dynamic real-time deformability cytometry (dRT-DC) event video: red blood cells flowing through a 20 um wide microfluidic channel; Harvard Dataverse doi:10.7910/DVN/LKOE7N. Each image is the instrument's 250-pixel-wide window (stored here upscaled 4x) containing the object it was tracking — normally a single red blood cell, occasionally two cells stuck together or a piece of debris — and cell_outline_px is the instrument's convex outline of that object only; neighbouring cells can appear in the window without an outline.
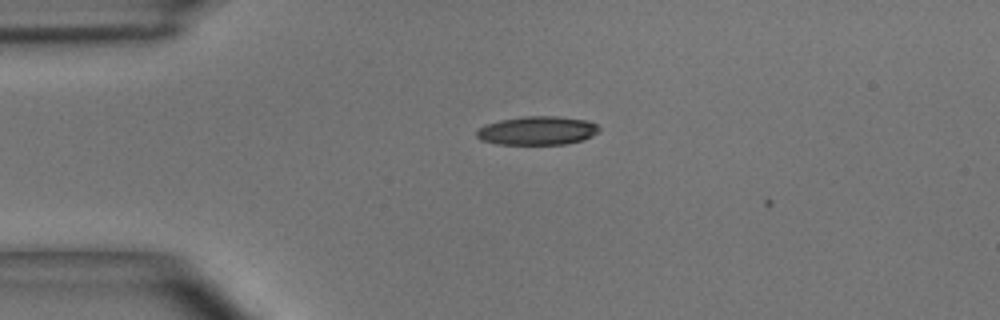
{"species": "common noctule bat (a hibernating species)", "species_latin": "Nyctalus noctula", "temperature_condition": "room temperature", "stored_images_in_passage": 4, "camera_frame_rate_fps": 3000, "um_per_image_px": 0.085, "animal": {"sex": "male", "body_mass_g": 15.6}, "frame": {"image": 1, "passage_image": 2, "time_ms": 0.333, "image_size_px": [1000, 320], "cell_outline_px": [[600, 132], [584, 140], [564, 144], [496, 144], [480, 140], [476, 136], [476, 132], [484, 124], [500, 120], [524, 116], [556, 116], [588, 120], [596, 124], [600, 128]], "centroid_in_image_um": [45.69, 11.1], "position_along_channel_um": 39.3, "area_um2": 20.63}}